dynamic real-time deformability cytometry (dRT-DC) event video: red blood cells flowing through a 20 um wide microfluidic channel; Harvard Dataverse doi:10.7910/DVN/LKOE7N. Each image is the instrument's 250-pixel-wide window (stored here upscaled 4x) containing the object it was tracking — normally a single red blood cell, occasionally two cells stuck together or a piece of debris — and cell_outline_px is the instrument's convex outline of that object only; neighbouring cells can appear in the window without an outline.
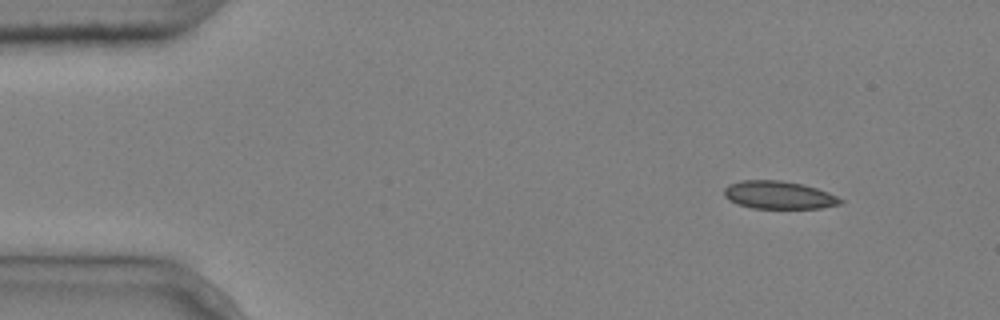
{"species": "common noctule bat (a hibernating species)", "species_latin": "Nyctalus noctula", "temperature_condition": "cold", "stored_images_in_passage": 9, "camera_frame_rate_fps": 3000, "um_per_image_px": 0.085, "animal": {"sex": "male", "body_mass_g": 20.4}, "frame": {"image": 1, "passage_image": 1, "time_ms": 0.0, "image_size_px": [1000, 320], "cell_outline_px": [[844, 200], [840, 204], [820, 208], [752, 208], [736, 204], [728, 200], [724, 196], [724, 188], [728, 184], [740, 180], [780, 180], [800, 184], [816, 188], [828, 192]], "centroid_in_image_um": [66.14, 16.58], "position_along_channel_um": 18.9, "area_um2": 18.9}}
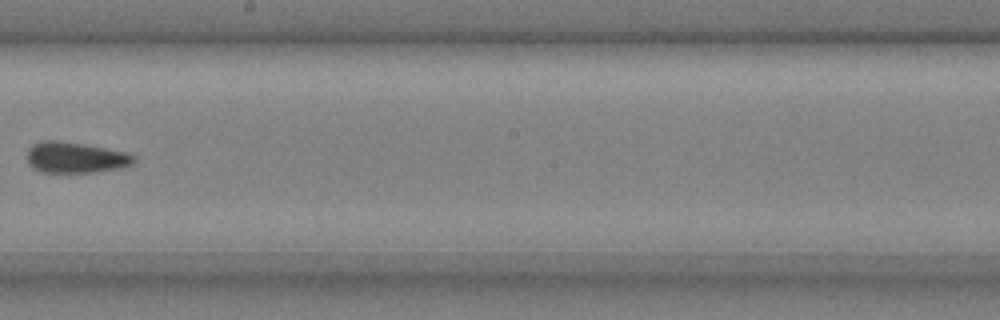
{"frame": {"image": 2, "passage_image": 8, "time_ms": 2.333, "image_size_px": [1000, 320], "cell_outline_px": [[136, 160], [132, 164], [124, 168], [96, 172], [40, 172], [32, 168], [28, 164], [28, 148], [32, 144], [40, 140], [60, 140], [84, 144], [124, 152], [136, 156]], "centroid_in_image_um": [6.4, 13.39], "position_along_channel_um": 241.8, "area_um2": 19.48}}
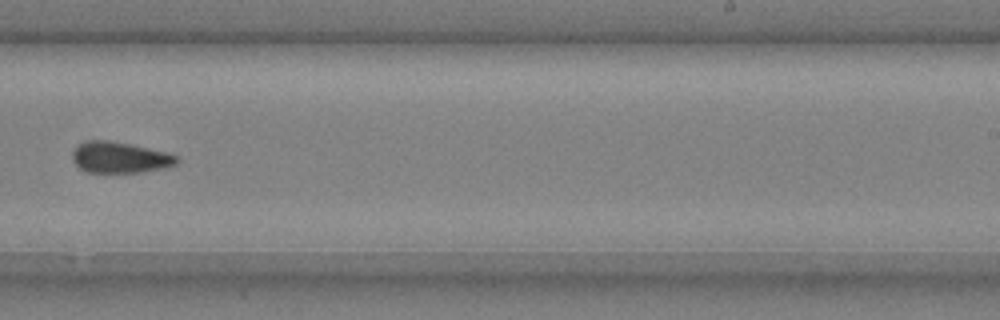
{"frame": {"image": 3, "passage_image": 9, "time_ms": 2.667, "image_size_px": [1000, 320], "cell_outline_px": [[180, 160], [176, 164], [164, 168], [140, 172], [88, 172], [80, 168], [72, 160], [72, 152], [84, 140], [108, 140], [128, 144], [164, 152], [180, 156]], "centroid_in_image_um": [10.18, 13.38], "position_along_channel_um": 278.8, "area_um2": 18.73}}